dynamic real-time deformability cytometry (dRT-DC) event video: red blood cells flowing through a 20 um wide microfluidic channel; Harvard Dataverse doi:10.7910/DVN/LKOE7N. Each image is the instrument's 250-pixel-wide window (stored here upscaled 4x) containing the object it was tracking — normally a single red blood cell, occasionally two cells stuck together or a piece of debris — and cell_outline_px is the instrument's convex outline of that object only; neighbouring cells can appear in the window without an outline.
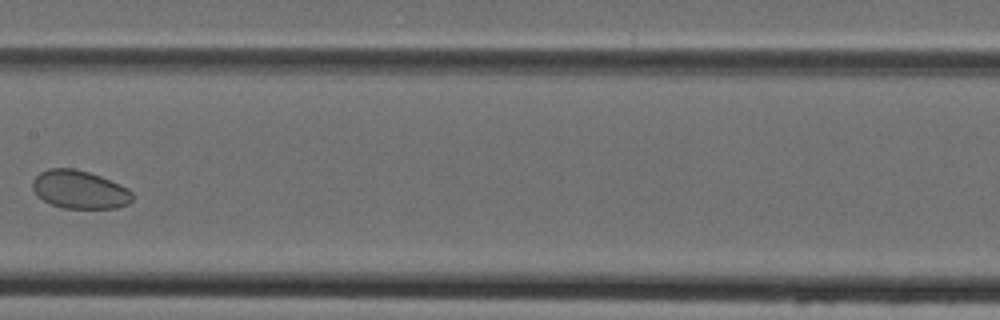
{"species": "Egyptian fruit bat (a non-hibernating species)", "species_latin": "Rousettus aegyptiacus", "temperature_condition": "cold", "stored_images_in_passage": 6, "camera_frame_rate_fps": 3000, "um_per_image_px": 0.085, "animal": {"sex": "female"}, "frame": {"image": 1, "passage_image": 6, "time_ms": 6.0, "image_size_px": [1000, 320], "cell_outline_px": [[132, 200], [128, 204], [116, 208], [64, 208], [52, 204], [36, 196], [32, 188], [32, 180], [40, 172], [48, 168], [72, 168], [88, 172], [100, 176], [128, 188], [132, 192]], "centroid_in_image_um": [6.74, 16.11], "position_along_channel_um": 200.7, "area_um2": 22.2}}